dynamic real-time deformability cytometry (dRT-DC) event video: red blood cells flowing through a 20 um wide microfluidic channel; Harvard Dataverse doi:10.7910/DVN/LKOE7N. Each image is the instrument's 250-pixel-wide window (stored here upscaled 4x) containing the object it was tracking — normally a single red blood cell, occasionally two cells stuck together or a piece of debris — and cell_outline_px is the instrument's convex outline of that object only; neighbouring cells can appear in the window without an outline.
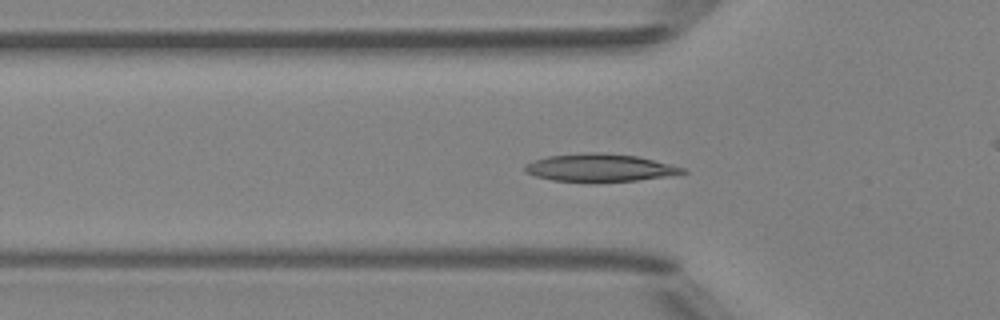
{"species": "Egyptian fruit bat (a non-hibernating species)", "species_latin": "Rousettus aegyptiacus", "temperature_condition": "room temperature", "stored_images_in_passage": 41, "camera_frame_rate_fps": 3000, "um_per_image_px": 0.085, "animal": {"sex": "female"}, "frame": {"image": 1, "passage_image": 7, "time_ms": 2.0, "image_size_px": [1000, 320], "cell_outline_px": [[688, 172], [668, 176], [636, 180], [552, 180], [536, 176], [524, 172], [524, 164], [548, 156], [588, 152], [600, 152], [636, 156], [684, 168]], "centroid_in_image_um": [50.95, 14.23], "position_along_channel_um": 74.8, "area_um2": 24.62}}
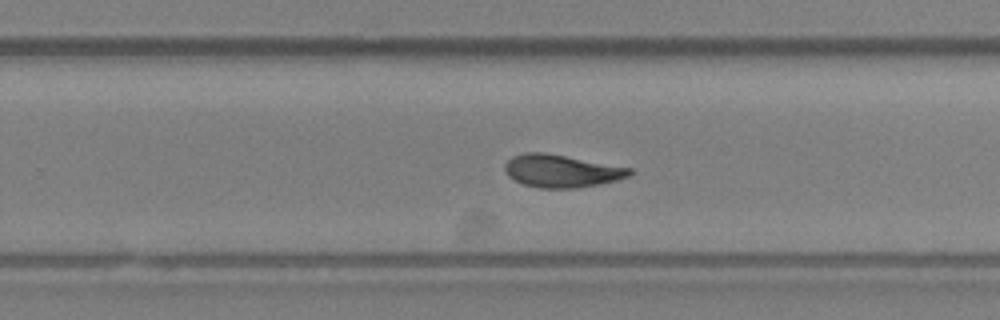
{"frame": {"image": 2, "passage_image": 22, "time_ms": 7.0, "image_size_px": [1000, 320], "cell_outline_px": [[636, 172], [632, 176], [616, 180], [576, 188], [540, 188], [524, 184], [508, 176], [504, 168], [504, 164], [512, 156], [524, 152], [544, 152], [632, 168]], "centroid_in_image_um": [47.74, 14.52], "position_along_channel_um": 282.1, "area_um2": 23.76}}
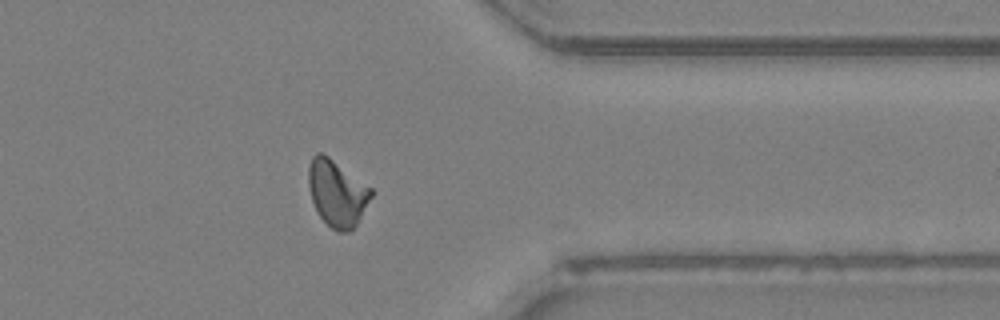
{"frame": {"image": 3, "passage_image": 30, "time_ms": 9.667, "image_size_px": [1000, 320], "cell_outline_px": [[372, 196], [356, 224], [348, 232], [336, 232], [320, 216], [312, 200], [308, 184], [308, 168], [312, 156], [316, 152], [320, 152], [328, 156], [372, 188]], "centroid_in_image_um": [28.63, 16.4], "position_along_channel_um": 382.8, "area_um2": 23.93}, "authors_computed_cell_mechanics": {"area_um2": 23.6402, "velocity_mm_per_s": 4.1548, "shape_relaxation_time_tau1_ms": 5.9627, "shape_relaxation_time_tau2_ms": 2.6534, "deformation_change_tau1": 0.1766, "deformation_change_tau2": 0.0661}}